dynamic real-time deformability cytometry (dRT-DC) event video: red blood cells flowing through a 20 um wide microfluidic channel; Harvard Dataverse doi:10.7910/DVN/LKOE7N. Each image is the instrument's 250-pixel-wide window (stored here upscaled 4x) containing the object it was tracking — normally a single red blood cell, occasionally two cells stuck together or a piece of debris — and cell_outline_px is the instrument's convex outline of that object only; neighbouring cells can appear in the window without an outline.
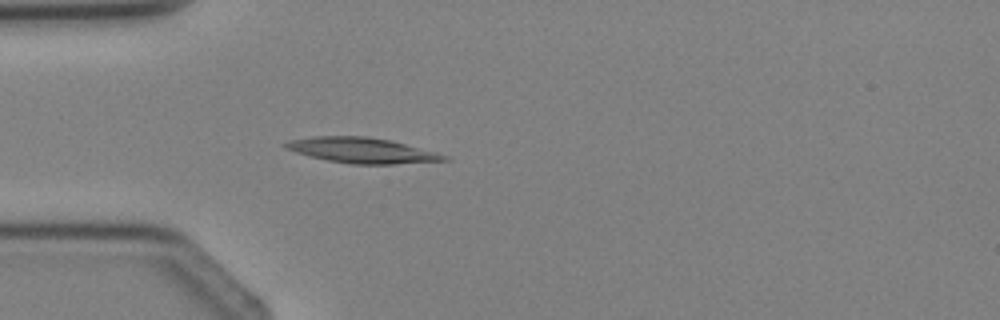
{"species": "Egyptian fruit bat (a non-hibernating species)", "species_latin": "Rousettus aegyptiacus", "temperature_condition": "cold", "stored_images_in_passage": 3, "camera_frame_rate_fps": 3000, "um_per_image_px": 0.085, "animal": {"sex": "female"}, "frame": {"image": 1, "passage_image": 3, "time_ms": 2.667, "image_size_px": [1000, 320], "cell_outline_px": [[452, 160], [392, 164], [352, 164], [328, 160], [308, 156], [284, 148], [280, 144], [288, 140], [316, 136], [364, 136], [388, 140], [436, 152], [448, 156]], "centroid_in_image_um": [30.71, 12.78], "position_along_channel_um": 54.3, "area_um2": 23.35}}